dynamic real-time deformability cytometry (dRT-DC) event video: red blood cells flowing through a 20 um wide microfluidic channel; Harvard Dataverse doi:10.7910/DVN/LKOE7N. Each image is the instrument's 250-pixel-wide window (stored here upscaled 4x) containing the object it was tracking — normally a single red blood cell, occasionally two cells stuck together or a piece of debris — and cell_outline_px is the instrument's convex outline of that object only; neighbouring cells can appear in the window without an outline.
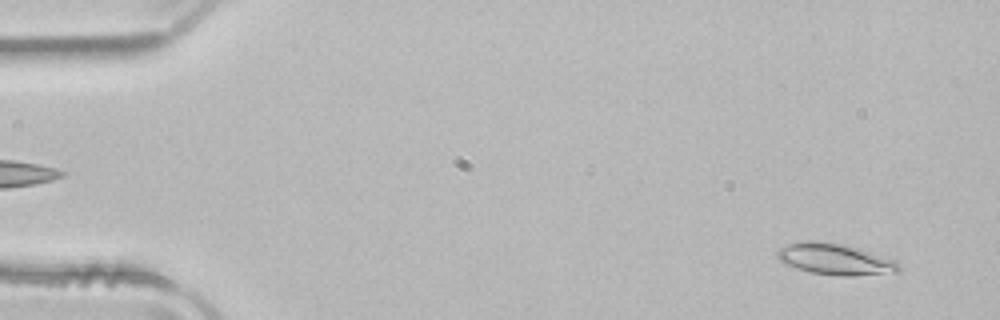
{"species": "common noctule bat (a hibernating species)", "species_latin": "Nyctalus noctula", "temperature_condition": "room temperature", "stored_images_in_passage": 51, "camera_frame_rate_fps": 3000, "um_per_image_px": 0.085, "animal": {"sex": "male", "body_mass_g": 21.5, "forearm_length_mm": 52.0}, "frame": {"image": 1, "passage_image": 3, "time_ms": 0.667, "image_size_px": [1000, 320], "cell_outline_px": [[900, 272], [852, 276], [840, 276], [808, 272], [788, 264], [780, 260], [776, 256], [776, 252], [780, 248], [788, 244], [804, 240], [816, 240], [844, 244], [892, 260], [900, 264]], "centroid_in_image_um": [70.95, 22.03], "position_along_channel_um": 14.1, "area_um2": 21.91}}
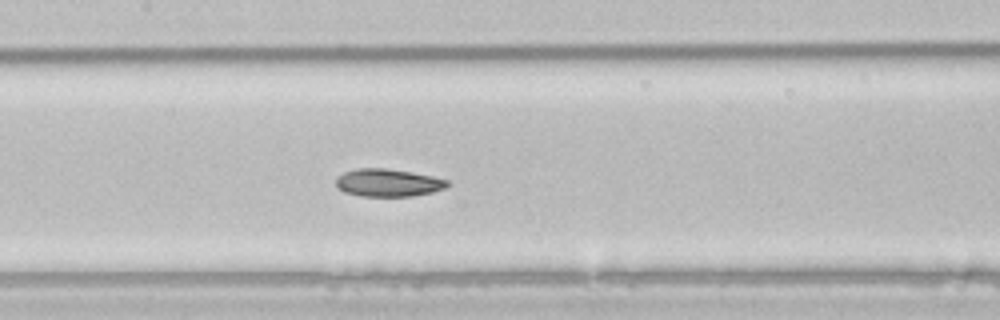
{"frame": {"image": 2, "passage_image": 24, "time_ms": 7.667, "image_size_px": [1000, 320], "cell_outline_px": [[452, 184], [444, 188], [432, 192], [412, 196], [360, 196], [344, 192], [336, 188], [336, 176], [344, 172], [356, 168], [388, 168], [412, 172], [432, 176], [448, 180]], "centroid_in_image_um": [32.96, 15.52], "position_along_channel_um": 174.4, "area_um2": 18.21}}
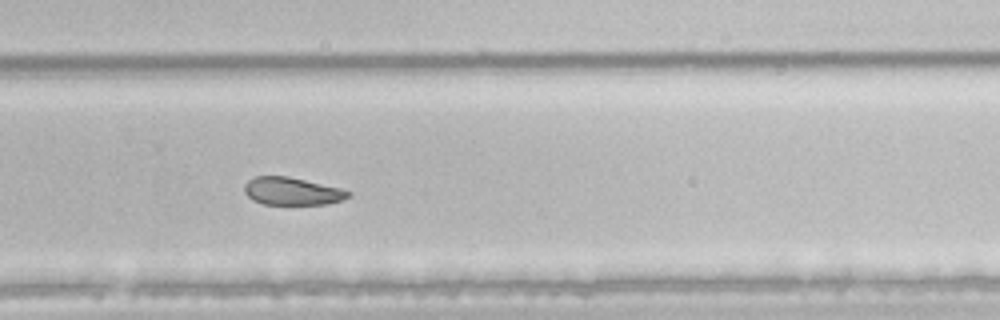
{"frame": {"image": 3, "passage_image": 34, "time_ms": 11.0, "image_size_px": [1000, 320], "cell_outline_px": [[352, 192], [344, 200], [328, 204], [264, 204], [252, 200], [244, 192], [244, 184], [248, 180], [256, 176], [288, 176], [340, 188]], "centroid_in_image_um": [24.81, 16.25], "position_along_channel_um": 305.0, "area_um2": 16.76}, "authors_computed_cell_mechanics": {"area_um2": 20.4034, "velocity_mm_per_s": 3.9387, "shape_relaxation_time_tau1_ms": 4.1067, "shape_relaxation_time_tau2_ms": 2.4157, "deformation_change_tau1": 0.1058, "deformation_change_tau2": 0.0679}}